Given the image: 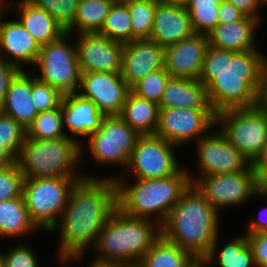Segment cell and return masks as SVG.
I'll list each match as a JSON object with an SVG mask.
<instances>
[{
	"label": "cell",
	"mask_w": 267,
	"mask_h": 267,
	"mask_svg": "<svg viewBox=\"0 0 267 267\" xmlns=\"http://www.w3.org/2000/svg\"><path fill=\"white\" fill-rule=\"evenodd\" d=\"M127 179L131 180L128 176L115 178L117 208L127 216L147 218L160 226L191 184L185 166L176 174L164 178H133L130 184Z\"/></svg>",
	"instance_id": "277c9868"
},
{
	"label": "cell",
	"mask_w": 267,
	"mask_h": 267,
	"mask_svg": "<svg viewBox=\"0 0 267 267\" xmlns=\"http://www.w3.org/2000/svg\"><path fill=\"white\" fill-rule=\"evenodd\" d=\"M81 72L121 73L124 44L99 33L75 34Z\"/></svg>",
	"instance_id": "9a60e30c"
},
{
	"label": "cell",
	"mask_w": 267,
	"mask_h": 267,
	"mask_svg": "<svg viewBox=\"0 0 267 267\" xmlns=\"http://www.w3.org/2000/svg\"><path fill=\"white\" fill-rule=\"evenodd\" d=\"M63 94L47 83L39 81L32 73V99L39 112L59 108Z\"/></svg>",
	"instance_id": "74e56055"
},
{
	"label": "cell",
	"mask_w": 267,
	"mask_h": 267,
	"mask_svg": "<svg viewBox=\"0 0 267 267\" xmlns=\"http://www.w3.org/2000/svg\"><path fill=\"white\" fill-rule=\"evenodd\" d=\"M116 209L115 179L99 175L78 180L71 189L62 216L50 230V233L57 231L59 234L55 251L58 265L75 266L84 259L87 249L95 246L100 231Z\"/></svg>",
	"instance_id": "6da1fadb"
},
{
	"label": "cell",
	"mask_w": 267,
	"mask_h": 267,
	"mask_svg": "<svg viewBox=\"0 0 267 267\" xmlns=\"http://www.w3.org/2000/svg\"><path fill=\"white\" fill-rule=\"evenodd\" d=\"M222 0H187L184 7L214 6Z\"/></svg>",
	"instance_id": "f907efd6"
},
{
	"label": "cell",
	"mask_w": 267,
	"mask_h": 267,
	"mask_svg": "<svg viewBox=\"0 0 267 267\" xmlns=\"http://www.w3.org/2000/svg\"><path fill=\"white\" fill-rule=\"evenodd\" d=\"M194 144L197 149V164L193 169L196 170L186 168L191 184L199 177L234 173L245 170L251 164L217 127Z\"/></svg>",
	"instance_id": "4fadbf2b"
},
{
	"label": "cell",
	"mask_w": 267,
	"mask_h": 267,
	"mask_svg": "<svg viewBox=\"0 0 267 267\" xmlns=\"http://www.w3.org/2000/svg\"><path fill=\"white\" fill-rule=\"evenodd\" d=\"M189 267H211L204 259H195Z\"/></svg>",
	"instance_id": "db71d44e"
},
{
	"label": "cell",
	"mask_w": 267,
	"mask_h": 267,
	"mask_svg": "<svg viewBox=\"0 0 267 267\" xmlns=\"http://www.w3.org/2000/svg\"><path fill=\"white\" fill-rule=\"evenodd\" d=\"M140 136L119 115L105 116L101 127L80 145L81 160L89 151L95 165L119 166L124 168L120 174L123 175Z\"/></svg>",
	"instance_id": "ba28073f"
},
{
	"label": "cell",
	"mask_w": 267,
	"mask_h": 267,
	"mask_svg": "<svg viewBox=\"0 0 267 267\" xmlns=\"http://www.w3.org/2000/svg\"><path fill=\"white\" fill-rule=\"evenodd\" d=\"M257 194L267 197V168H255Z\"/></svg>",
	"instance_id": "bcb514c9"
},
{
	"label": "cell",
	"mask_w": 267,
	"mask_h": 267,
	"mask_svg": "<svg viewBox=\"0 0 267 267\" xmlns=\"http://www.w3.org/2000/svg\"><path fill=\"white\" fill-rule=\"evenodd\" d=\"M216 127L252 164L267 145V113L260 105L220 111Z\"/></svg>",
	"instance_id": "9c48e42d"
},
{
	"label": "cell",
	"mask_w": 267,
	"mask_h": 267,
	"mask_svg": "<svg viewBox=\"0 0 267 267\" xmlns=\"http://www.w3.org/2000/svg\"><path fill=\"white\" fill-rule=\"evenodd\" d=\"M257 1L260 4L261 8L265 9V7L267 6V0H257Z\"/></svg>",
	"instance_id": "9f6ffc18"
},
{
	"label": "cell",
	"mask_w": 267,
	"mask_h": 267,
	"mask_svg": "<svg viewBox=\"0 0 267 267\" xmlns=\"http://www.w3.org/2000/svg\"><path fill=\"white\" fill-rule=\"evenodd\" d=\"M212 109L207 88L199 79L170 77L166 83L159 109Z\"/></svg>",
	"instance_id": "d4e9b609"
},
{
	"label": "cell",
	"mask_w": 267,
	"mask_h": 267,
	"mask_svg": "<svg viewBox=\"0 0 267 267\" xmlns=\"http://www.w3.org/2000/svg\"><path fill=\"white\" fill-rule=\"evenodd\" d=\"M40 48L39 43L18 19L7 20L5 15L3 16L0 23V58L20 70H25L26 67V70L33 69Z\"/></svg>",
	"instance_id": "d6986e66"
},
{
	"label": "cell",
	"mask_w": 267,
	"mask_h": 267,
	"mask_svg": "<svg viewBox=\"0 0 267 267\" xmlns=\"http://www.w3.org/2000/svg\"><path fill=\"white\" fill-rule=\"evenodd\" d=\"M207 35L194 33L191 37L164 48V68L170 77L199 79L203 69Z\"/></svg>",
	"instance_id": "e0dca14e"
},
{
	"label": "cell",
	"mask_w": 267,
	"mask_h": 267,
	"mask_svg": "<svg viewBox=\"0 0 267 267\" xmlns=\"http://www.w3.org/2000/svg\"><path fill=\"white\" fill-rule=\"evenodd\" d=\"M164 68V47L150 39L124 44L121 76L131 88L149 73Z\"/></svg>",
	"instance_id": "ffe728a7"
},
{
	"label": "cell",
	"mask_w": 267,
	"mask_h": 267,
	"mask_svg": "<svg viewBox=\"0 0 267 267\" xmlns=\"http://www.w3.org/2000/svg\"><path fill=\"white\" fill-rule=\"evenodd\" d=\"M130 87L121 73L81 72L78 94L92 100L105 116L120 115Z\"/></svg>",
	"instance_id": "2e32d148"
},
{
	"label": "cell",
	"mask_w": 267,
	"mask_h": 267,
	"mask_svg": "<svg viewBox=\"0 0 267 267\" xmlns=\"http://www.w3.org/2000/svg\"><path fill=\"white\" fill-rule=\"evenodd\" d=\"M233 4L244 16H248L262 23V9L257 0H227ZM261 13V14H260ZM262 17V18H261Z\"/></svg>",
	"instance_id": "7bdbcfd3"
},
{
	"label": "cell",
	"mask_w": 267,
	"mask_h": 267,
	"mask_svg": "<svg viewBox=\"0 0 267 267\" xmlns=\"http://www.w3.org/2000/svg\"><path fill=\"white\" fill-rule=\"evenodd\" d=\"M256 267H267V232L246 234Z\"/></svg>",
	"instance_id": "60d3db41"
},
{
	"label": "cell",
	"mask_w": 267,
	"mask_h": 267,
	"mask_svg": "<svg viewBox=\"0 0 267 267\" xmlns=\"http://www.w3.org/2000/svg\"><path fill=\"white\" fill-rule=\"evenodd\" d=\"M159 110L158 104L140 98L130 91L119 116L140 135H155Z\"/></svg>",
	"instance_id": "83f0119b"
},
{
	"label": "cell",
	"mask_w": 267,
	"mask_h": 267,
	"mask_svg": "<svg viewBox=\"0 0 267 267\" xmlns=\"http://www.w3.org/2000/svg\"><path fill=\"white\" fill-rule=\"evenodd\" d=\"M60 106L63 129L67 137L79 145L101 127L105 118L92 100L82 97L77 92L63 95Z\"/></svg>",
	"instance_id": "ac0fdd59"
},
{
	"label": "cell",
	"mask_w": 267,
	"mask_h": 267,
	"mask_svg": "<svg viewBox=\"0 0 267 267\" xmlns=\"http://www.w3.org/2000/svg\"><path fill=\"white\" fill-rule=\"evenodd\" d=\"M160 237L161 226L157 222L127 216L117 208L103 226L92 249L96 258L138 266Z\"/></svg>",
	"instance_id": "5b68a950"
},
{
	"label": "cell",
	"mask_w": 267,
	"mask_h": 267,
	"mask_svg": "<svg viewBox=\"0 0 267 267\" xmlns=\"http://www.w3.org/2000/svg\"><path fill=\"white\" fill-rule=\"evenodd\" d=\"M73 36L66 32L42 45L33 67L35 69L30 70L39 81L58 89L63 95L78 92L80 86L81 70Z\"/></svg>",
	"instance_id": "52a82bcc"
},
{
	"label": "cell",
	"mask_w": 267,
	"mask_h": 267,
	"mask_svg": "<svg viewBox=\"0 0 267 267\" xmlns=\"http://www.w3.org/2000/svg\"><path fill=\"white\" fill-rule=\"evenodd\" d=\"M35 231L39 228L31 220L23 196L0 202V239H21Z\"/></svg>",
	"instance_id": "4316f807"
},
{
	"label": "cell",
	"mask_w": 267,
	"mask_h": 267,
	"mask_svg": "<svg viewBox=\"0 0 267 267\" xmlns=\"http://www.w3.org/2000/svg\"><path fill=\"white\" fill-rule=\"evenodd\" d=\"M117 0H79L76 18L66 30L72 34L99 33Z\"/></svg>",
	"instance_id": "f1b7e54d"
},
{
	"label": "cell",
	"mask_w": 267,
	"mask_h": 267,
	"mask_svg": "<svg viewBox=\"0 0 267 267\" xmlns=\"http://www.w3.org/2000/svg\"><path fill=\"white\" fill-rule=\"evenodd\" d=\"M254 168H267V145L262 153V155L253 164Z\"/></svg>",
	"instance_id": "816d5d0a"
},
{
	"label": "cell",
	"mask_w": 267,
	"mask_h": 267,
	"mask_svg": "<svg viewBox=\"0 0 267 267\" xmlns=\"http://www.w3.org/2000/svg\"><path fill=\"white\" fill-rule=\"evenodd\" d=\"M0 267H4V261L0 250Z\"/></svg>",
	"instance_id": "680465c9"
},
{
	"label": "cell",
	"mask_w": 267,
	"mask_h": 267,
	"mask_svg": "<svg viewBox=\"0 0 267 267\" xmlns=\"http://www.w3.org/2000/svg\"><path fill=\"white\" fill-rule=\"evenodd\" d=\"M169 78L168 72L165 68H162L149 73L146 77L135 83L130 90L136 96L159 105Z\"/></svg>",
	"instance_id": "836d02e7"
},
{
	"label": "cell",
	"mask_w": 267,
	"mask_h": 267,
	"mask_svg": "<svg viewBox=\"0 0 267 267\" xmlns=\"http://www.w3.org/2000/svg\"><path fill=\"white\" fill-rule=\"evenodd\" d=\"M194 33L184 5L157 3L150 40L165 48L191 37Z\"/></svg>",
	"instance_id": "44dd1931"
},
{
	"label": "cell",
	"mask_w": 267,
	"mask_h": 267,
	"mask_svg": "<svg viewBox=\"0 0 267 267\" xmlns=\"http://www.w3.org/2000/svg\"><path fill=\"white\" fill-rule=\"evenodd\" d=\"M218 17V25H222L241 20L244 15L233 4L222 0L219 5Z\"/></svg>",
	"instance_id": "ee69618b"
},
{
	"label": "cell",
	"mask_w": 267,
	"mask_h": 267,
	"mask_svg": "<svg viewBox=\"0 0 267 267\" xmlns=\"http://www.w3.org/2000/svg\"><path fill=\"white\" fill-rule=\"evenodd\" d=\"M122 1L127 5L132 19V41L135 39H150L157 3L135 0Z\"/></svg>",
	"instance_id": "d6a6232c"
},
{
	"label": "cell",
	"mask_w": 267,
	"mask_h": 267,
	"mask_svg": "<svg viewBox=\"0 0 267 267\" xmlns=\"http://www.w3.org/2000/svg\"><path fill=\"white\" fill-rule=\"evenodd\" d=\"M192 184L220 214L227 208L261 198L257 194L256 172L252 163L245 170L202 176Z\"/></svg>",
	"instance_id": "8fae6325"
},
{
	"label": "cell",
	"mask_w": 267,
	"mask_h": 267,
	"mask_svg": "<svg viewBox=\"0 0 267 267\" xmlns=\"http://www.w3.org/2000/svg\"><path fill=\"white\" fill-rule=\"evenodd\" d=\"M261 23L244 16L233 23L218 25L209 35V45L235 52L261 50L257 46L256 33Z\"/></svg>",
	"instance_id": "cb8c5ba5"
},
{
	"label": "cell",
	"mask_w": 267,
	"mask_h": 267,
	"mask_svg": "<svg viewBox=\"0 0 267 267\" xmlns=\"http://www.w3.org/2000/svg\"><path fill=\"white\" fill-rule=\"evenodd\" d=\"M163 2L184 5L187 2V0H163Z\"/></svg>",
	"instance_id": "11a10c76"
},
{
	"label": "cell",
	"mask_w": 267,
	"mask_h": 267,
	"mask_svg": "<svg viewBox=\"0 0 267 267\" xmlns=\"http://www.w3.org/2000/svg\"><path fill=\"white\" fill-rule=\"evenodd\" d=\"M243 234H238L222 246L219 240L222 237L218 235L203 259L209 266L215 263L218 267H256L247 235L244 232Z\"/></svg>",
	"instance_id": "484cf974"
},
{
	"label": "cell",
	"mask_w": 267,
	"mask_h": 267,
	"mask_svg": "<svg viewBox=\"0 0 267 267\" xmlns=\"http://www.w3.org/2000/svg\"><path fill=\"white\" fill-rule=\"evenodd\" d=\"M34 6L45 10L57 20L65 30L74 22L79 0H28Z\"/></svg>",
	"instance_id": "e575fe53"
},
{
	"label": "cell",
	"mask_w": 267,
	"mask_h": 267,
	"mask_svg": "<svg viewBox=\"0 0 267 267\" xmlns=\"http://www.w3.org/2000/svg\"><path fill=\"white\" fill-rule=\"evenodd\" d=\"M266 59L261 50L235 52L208 45L199 80L216 114L259 105Z\"/></svg>",
	"instance_id": "7a4b0ae2"
},
{
	"label": "cell",
	"mask_w": 267,
	"mask_h": 267,
	"mask_svg": "<svg viewBox=\"0 0 267 267\" xmlns=\"http://www.w3.org/2000/svg\"><path fill=\"white\" fill-rule=\"evenodd\" d=\"M220 215L190 184L161 225V236L203 259L220 234Z\"/></svg>",
	"instance_id": "3957f363"
},
{
	"label": "cell",
	"mask_w": 267,
	"mask_h": 267,
	"mask_svg": "<svg viewBox=\"0 0 267 267\" xmlns=\"http://www.w3.org/2000/svg\"><path fill=\"white\" fill-rule=\"evenodd\" d=\"M265 111H266V113H267V107H262Z\"/></svg>",
	"instance_id": "91938a15"
},
{
	"label": "cell",
	"mask_w": 267,
	"mask_h": 267,
	"mask_svg": "<svg viewBox=\"0 0 267 267\" xmlns=\"http://www.w3.org/2000/svg\"><path fill=\"white\" fill-rule=\"evenodd\" d=\"M7 5L9 12H17H15L17 15L15 18L18 19L40 46L60 38L67 32L50 14L34 6L28 0H10V2L7 0Z\"/></svg>",
	"instance_id": "7402d4cb"
},
{
	"label": "cell",
	"mask_w": 267,
	"mask_h": 267,
	"mask_svg": "<svg viewBox=\"0 0 267 267\" xmlns=\"http://www.w3.org/2000/svg\"><path fill=\"white\" fill-rule=\"evenodd\" d=\"M26 129L14 118L0 112V143L18 158L24 140Z\"/></svg>",
	"instance_id": "d590c367"
},
{
	"label": "cell",
	"mask_w": 267,
	"mask_h": 267,
	"mask_svg": "<svg viewBox=\"0 0 267 267\" xmlns=\"http://www.w3.org/2000/svg\"><path fill=\"white\" fill-rule=\"evenodd\" d=\"M219 5L185 7L195 33L208 36L218 26Z\"/></svg>",
	"instance_id": "8d00e7d4"
},
{
	"label": "cell",
	"mask_w": 267,
	"mask_h": 267,
	"mask_svg": "<svg viewBox=\"0 0 267 267\" xmlns=\"http://www.w3.org/2000/svg\"><path fill=\"white\" fill-rule=\"evenodd\" d=\"M65 136L67 133L63 129L61 106L39 112L26 129V137L28 138L55 140Z\"/></svg>",
	"instance_id": "1f68e13d"
},
{
	"label": "cell",
	"mask_w": 267,
	"mask_h": 267,
	"mask_svg": "<svg viewBox=\"0 0 267 267\" xmlns=\"http://www.w3.org/2000/svg\"><path fill=\"white\" fill-rule=\"evenodd\" d=\"M9 12L8 10V5H7V0L1 1L0 0V23L4 15H7Z\"/></svg>",
	"instance_id": "f5cc1de1"
},
{
	"label": "cell",
	"mask_w": 267,
	"mask_h": 267,
	"mask_svg": "<svg viewBox=\"0 0 267 267\" xmlns=\"http://www.w3.org/2000/svg\"><path fill=\"white\" fill-rule=\"evenodd\" d=\"M80 149V145L67 136L55 140L26 137L17 163L25 178H98L77 170L82 165Z\"/></svg>",
	"instance_id": "8992f818"
},
{
	"label": "cell",
	"mask_w": 267,
	"mask_h": 267,
	"mask_svg": "<svg viewBox=\"0 0 267 267\" xmlns=\"http://www.w3.org/2000/svg\"><path fill=\"white\" fill-rule=\"evenodd\" d=\"M216 127V113L212 109L172 108L159 110L155 135L177 147L193 145Z\"/></svg>",
	"instance_id": "5bb4252c"
},
{
	"label": "cell",
	"mask_w": 267,
	"mask_h": 267,
	"mask_svg": "<svg viewBox=\"0 0 267 267\" xmlns=\"http://www.w3.org/2000/svg\"><path fill=\"white\" fill-rule=\"evenodd\" d=\"M259 105L261 107H267V59L263 71V86L259 96Z\"/></svg>",
	"instance_id": "681fc988"
},
{
	"label": "cell",
	"mask_w": 267,
	"mask_h": 267,
	"mask_svg": "<svg viewBox=\"0 0 267 267\" xmlns=\"http://www.w3.org/2000/svg\"><path fill=\"white\" fill-rule=\"evenodd\" d=\"M135 1H147V2H152V3H161L163 0H135Z\"/></svg>",
	"instance_id": "6f0895ef"
},
{
	"label": "cell",
	"mask_w": 267,
	"mask_h": 267,
	"mask_svg": "<svg viewBox=\"0 0 267 267\" xmlns=\"http://www.w3.org/2000/svg\"><path fill=\"white\" fill-rule=\"evenodd\" d=\"M0 112L14 118L25 129L38 115L32 99V72L21 70L12 80Z\"/></svg>",
	"instance_id": "603a6c76"
},
{
	"label": "cell",
	"mask_w": 267,
	"mask_h": 267,
	"mask_svg": "<svg viewBox=\"0 0 267 267\" xmlns=\"http://www.w3.org/2000/svg\"><path fill=\"white\" fill-rule=\"evenodd\" d=\"M131 22L127 5L122 0H117L111 7L99 34L123 44L131 42Z\"/></svg>",
	"instance_id": "4dcf8cb0"
},
{
	"label": "cell",
	"mask_w": 267,
	"mask_h": 267,
	"mask_svg": "<svg viewBox=\"0 0 267 267\" xmlns=\"http://www.w3.org/2000/svg\"><path fill=\"white\" fill-rule=\"evenodd\" d=\"M77 178H25L22 196L31 220L48 233L58 223Z\"/></svg>",
	"instance_id": "30bf717a"
},
{
	"label": "cell",
	"mask_w": 267,
	"mask_h": 267,
	"mask_svg": "<svg viewBox=\"0 0 267 267\" xmlns=\"http://www.w3.org/2000/svg\"><path fill=\"white\" fill-rule=\"evenodd\" d=\"M178 148L157 135H141L129 158L126 173L121 176L119 174L108 175V178L127 177L129 173L134 179H156L172 176L183 167L176 157Z\"/></svg>",
	"instance_id": "7c38bea8"
},
{
	"label": "cell",
	"mask_w": 267,
	"mask_h": 267,
	"mask_svg": "<svg viewBox=\"0 0 267 267\" xmlns=\"http://www.w3.org/2000/svg\"><path fill=\"white\" fill-rule=\"evenodd\" d=\"M17 163V158L0 143V168L12 166Z\"/></svg>",
	"instance_id": "c3c4849f"
},
{
	"label": "cell",
	"mask_w": 267,
	"mask_h": 267,
	"mask_svg": "<svg viewBox=\"0 0 267 267\" xmlns=\"http://www.w3.org/2000/svg\"><path fill=\"white\" fill-rule=\"evenodd\" d=\"M94 259L90 260L86 267H131L128 263L117 261V260H102L99 258L93 257Z\"/></svg>",
	"instance_id": "7dc6e473"
},
{
	"label": "cell",
	"mask_w": 267,
	"mask_h": 267,
	"mask_svg": "<svg viewBox=\"0 0 267 267\" xmlns=\"http://www.w3.org/2000/svg\"><path fill=\"white\" fill-rule=\"evenodd\" d=\"M24 179L18 163L0 168V202L21 197Z\"/></svg>",
	"instance_id": "f35d334b"
},
{
	"label": "cell",
	"mask_w": 267,
	"mask_h": 267,
	"mask_svg": "<svg viewBox=\"0 0 267 267\" xmlns=\"http://www.w3.org/2000/svg\"><path fill=\"white\" fill-rule=\"evenodd\" d=\"M195 259L190 252L161 236L137 267H189Z\"/></svg>",
	"instance_id": "f546056e"
},
{
	"label": "cell",
	"mask_w": 267,
	"mask_h": 267,
	"mask_svg": "<svg viewBox=\"0 0 267 267\" xmlns=\"http://www.w3.org/2000/svg\"><path fill=\"white\" fill-rule=\"evenodd\" d=\"M21 70L0 58V104L4 101L12 80Z\"/></svg>",
	"instance_id": "b9f144b4"
},
{
	"label": "cell",
	"mask_w": 267,
	"mask_h": 267,
	"mask_svg": "<svg viewBox=\"0 0 267 267\" xmlns=\"http://www.w3.org/2000/svg\"><path fill=\"white\" fill-rule=\"evenodd\" d=\"M265 200V203L262 209V214L260 213L259 215H261L258 218H253L248 220L249 222H247V229L245 230V234H251V233H258V232H267V197H262L261 199ZM265 213V215H264ZM264 215V216H263ZM263 217V218H262Z\"/></svg>",
	"instance_id": "f6af8a7d"
},
{
	"label": "cell",
	"mask_w": 267,
	"mask_h": 267,
	"mask_svg": "<svg viewBox=\"0 0 267 267\" xmlns=\"http://www.w3.org/2000/svg\"><path fill=\"white\" fill-rule=\"evenodd\" d=\"M1 251L4 267H40L35 250L25 243L13 244Z\"/></svg>",
	"instance_id": "ab89813d"
}]
</instances>
